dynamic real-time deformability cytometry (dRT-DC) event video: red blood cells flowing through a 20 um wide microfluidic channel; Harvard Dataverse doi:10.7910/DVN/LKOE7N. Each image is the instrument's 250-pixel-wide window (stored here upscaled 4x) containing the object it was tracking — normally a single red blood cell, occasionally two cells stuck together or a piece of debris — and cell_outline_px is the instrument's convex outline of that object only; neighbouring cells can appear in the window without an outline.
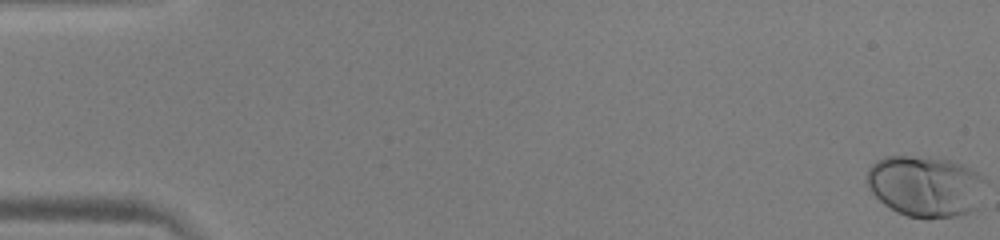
{"species": "human", "species_latin": "Homo sapiens", "temperature_condition": "warm", "stored_images_in_passage": 53, "camera_frame_rate_fps": 3000, "um_per_image_px": 0.085, "donor": {"sex": "male"}, "frame": {"image": 1, "passage_image": 1, "time_ms": 0.0, "image_size_px": [1000, 240], "cell_outline_px": [[984, 180], [976, 208], [968, 212], [956, 216], [928, 220], [908, 216], [896, 212], [884, 204], [868, 188], [864, 180], [868, 168], [876, 160], [884, 156], [912, 156], [948, 160], [960, 164], [976, 172]], "centroid_in_image_um": [78.57, 15.84], "position_along_channel_um": 6.4, "area_um2": 42.14}}
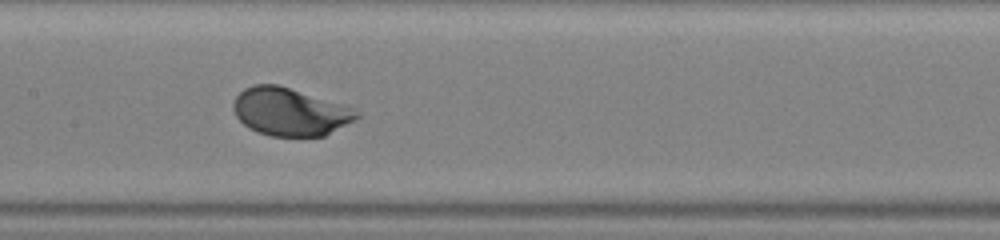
{"frame": {"image": 2, "passage_image": 27, "time_ms": 8.667, "image_size_px": [1000, 240], "cell_outline_px": [[360, 116], [356, 120], [324, 136], [272, 136], [256, 132], [248, 128], [236, 116], [232, 108], [232, 104], [236, 96], [244, 88], [252, 84], [276, 84], [344, 104], [360, 112]], "centroid_in_image_um": [24.64, 9.5], "position_along_channel_um": 182.8, "area_um2": 34.51}}
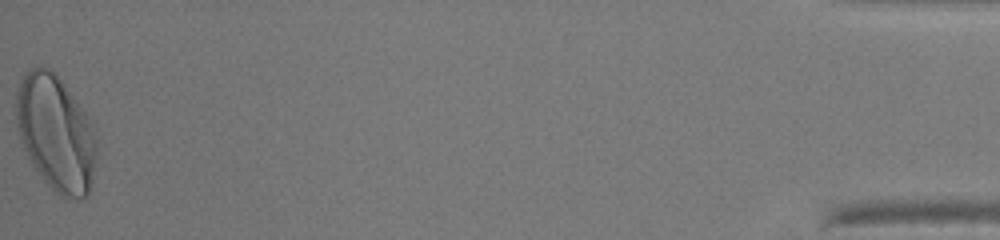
{"frame": {"image": 3, "passage_image": 53, "time_ms": 17.333, "image_size_px": [1000, 240], "cell_outline_px": [[96, 160], [92, 184], [88, 196], [80, 200], [64, 196], [56, 192], [44, 180], [32, 164], [28, 156], [20, 136], [16, 120], [16, 92], [20, 80], [24, 72], [40, 64], [48, 68], [64, 84], [84, 112], [92, 124], [96, 140]], "centroid_in_image_um": [4.75, 11.32], "position_along_channel_um": 430.5, "area_um2": 53.87}, "authors_computed_cell_mechanics": {"area_um2": 34.7378, "velocity_mm_per_s": 3.9904, "shape_relaxation_time_tau1_ms": 1.5688, "shape_relaxation_time_tau2_ms": null, "deformation_change_tau1": 0.1354, "deformation_change_tau2": null}}